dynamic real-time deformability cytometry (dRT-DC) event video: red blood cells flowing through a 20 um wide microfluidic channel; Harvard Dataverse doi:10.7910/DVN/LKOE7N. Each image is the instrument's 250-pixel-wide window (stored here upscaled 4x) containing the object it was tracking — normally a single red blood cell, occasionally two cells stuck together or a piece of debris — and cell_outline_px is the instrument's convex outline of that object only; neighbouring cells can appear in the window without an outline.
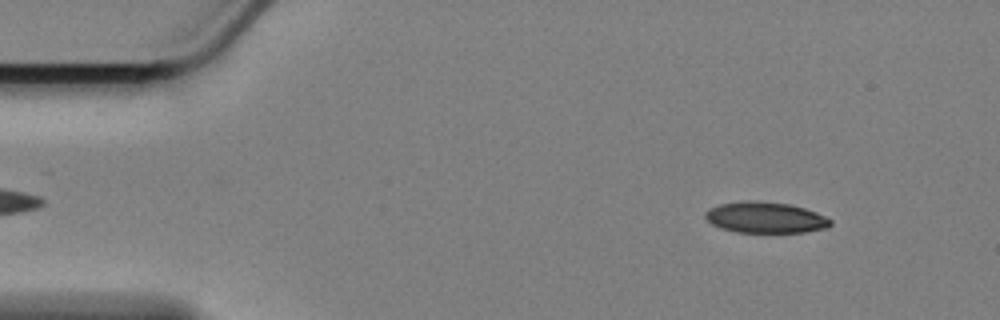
{"species": "Egyptian fruit bat (a non-hibernating species)", "species_latin": "Rousettus aegyptiacus", "temperature_condition": "cold", "stored_images_in_passage": 17, "camera_frame_rate_fps": 3000, "um_per_image_px": 0.085, "animal": {"sex": "female"}, "frame": {"image": 1, "passage_image": 6, "time_ms": 1.667, "image_size_px": [1000, 320], "cell_outline_px": [[832, 224], [828, 228], [804, 232], [736, 232], [720, 228], [712, 224], [704, 216], [704, 212], [708, 208], [720, 204], [740, 200], [756, 200], [788, 204], [804, 208], [816, 212], [832, 220]], "centroid_in_image_um": [65.03, 18.48], "position_along_channel_um": 20.0, "area_um2": 22.83}}